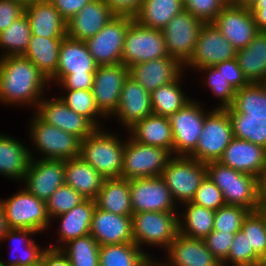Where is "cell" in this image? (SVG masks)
I'll return each mask as SVG.
<instances>
[{
  "mask_svg": "<svg viewBox=\"0 0 266 266\" xmlns=\"http://www.w3.org/2000/svg\"><path fill=\"white\" fill-rule=\"evenodd\" d=\"M48 87L47 78L29 59L22 55L0 57V104L36 110Z\"/></svg>",
  "mask_w": 266,
  "mask_h": 266,
  "instance_id": "cell-1",
  "label": "cell"
},
{
  "mask_svg": "<svg viewBox=\"0 0 266 266\" xmlns=\"http://www.w3.org/2000/svg\"><path fill=\"white\" fill-rule=\"evenodd\" d=\"M102 129L97 128L81 141L80 157L104 178H118L122 173L125 139Z\"/></svg>",
  "mask_w": 266,
  "mask_h": 266,
  "instance_id": "cell-2",
  "label": "cell"
},
{
  "mask_svg": "<svg viewBox=\"0 0 266 266\" xmlns=\"http://www.w3.org/2000/svg\"><path fill=\"white\" fill-rule=\"evenodd\" d=\"M206 175L221 190L225 204L242 206L251 212L257 211V177L236 171L219 161L206 163Z\"/></svg>",
  "mask_w": 266,
  "mask_h": 266,
  "instance_id": "cell-3",
  "label": "cell"
},
{
  "mask_svg": "<svg viewBox=\"0 0 266 266\" xmlns=\"http://www.w3.org/2000/svg\"><path fill=\"white\" fill-rule=\"evenodd\" d=\"M29 127V138L34 145L29 147L30 157L34 150L43 154L38 159L68 160L80 156L81 140L78 137L44 122L36 113L30 118Z\"/></svg>",
  "mask_w": 266,
  "mask_h": 266,
  "instance_id": "cell-4",
  "label": "cell"
},
{
  "mask_svg": "<svg viewBox=\"0 0 266 266\" xmlns=\"http://www.w3.org/2000/svg\"><path fill=\"white\" fill-rule=\"evenodd\" d=\"M179 211L133 213L134 243L144 251L145 246H157L165 252L179 234ZM143 248V249H142Z\"/></svg>",
  "mask_w": 266,
  "mask_h": 266,
  "instance_id": "cell-5",
  "label": "cell"
},
{
  "mask_svg": "<svg viewBox=\"0 0 266 266\" xmlns=\"http://www.w3.org/2000/svg\"><path fill=\"white\" fill-rule=\"evenodd\" d=\"M10 229H31L39 233L52 227L46 210V202L31 194L25 187L1 199Z\"/></svg>",
  "mask_w": 266,
  "mask_h": 266,
  "instance_id": "cell-6",
  "label": "cell"
},
{
  "mask_svg": "<svg viewBox=\"0 0 266 266\" xmlns=\"http://www.w3.org/2000/svg\"><path fill=\"white\" fill-rule=\"evenodd\" d=\"M125 140L121 178L161 176L173 154L158 146L146 145L132 139Z\"/></svg>",
  "mask_w": 266,
  "mask_h": 266,
  "instance_id": "cell-7",
  "label": "cell"
},
{
  "mask_svg": "<svg viewBox=\"0 0 266 266\" xmlns=\"http://www.w3.org/2000/svg\"><path fill=\"white\" fill-rule=\"evenodd\" d=\"M161 176L176 204L182 205L192 201L206 176V163L189 156H173Z\"/></svg>",
  "mask_w": 266,
  "mask_h": 266,
  "instance_id": "cell-8",
  "label": "cell"
},
{
  "mask_svg": "<svg viewBox=\"0 0 266 266\" xmlns=\"http://www.w3.org/2000/svg\"><path fill=\"white\" fill-rule=\"evenodd\" d=\"M233 138L232 123L225 109H210L195 150L189 157L202 163L218 161Z\"/></svg>",
  "mask_w": 266,
  "mask_h": 266,
  "instance_id": "cell-9",
  "label": "cell"
},
{
  "mask_svg": "<svg viewBox=\"0 0 266 266\" xmlns=\"http://www.w3.org/2000/svg\"><path fill=\"white\" fill-rule=\"evenodd\" d=\"M162 30L148 28L133 20L127 29L121 62L126 67L168 57Z\"/></svg>",
  "mask_w": 266,
  "mask_h": 266,
  "instance_id": "cell-10",
  "label": "cell"
},
{
  "mask_svg": "<svg viewBox=\"0 0 266 266\" xmlns=\"http://www.w3.org/2000/svg\"><path fill=\"white\" fill-rule=\"evenodd\" d=\"M195 99L169 117L173 134V156H189L197 147L205 116L210 112Z\"/></svg>",
  "mask_w": 266,
  "mask_h": 266,
  "instance_id": "cell-11",
  "label": "cell"
},
{
  "mask_svg": "<svg viewBox=\"0 0 266 266\" xmlns=\"http://www.w3.org/2000/svg\"><path fill=\"white\" fill-rule=\"evenodd\" d=\"M133 20L130 16L116 15L95 36L85 41L98 66L122 63L125 35Z\"/></svg>",
  "mask_w": 266,
  "mask_h": 266,
  "instance_id": "cell-12",
  "label": "cell"
},
{
  "mask_svg": "<svg viewBox=\"0 0 266 266\" xmlns=\"http://www.w3.org/2000/svg\"><path fill=\"white\" fill-rule=\"evenodd\" d=\"M203 24L199 18L183 10L162 29L168 55L182 66L192 56Z\"/></svg>",
  "mask_w": 266,
  "mask_h": 266,
  "instance_id": "cell-13",
  "label": "cell"
},
{
  "mask_svg": "<svg viewBox=\"0 0 266 266\" xmlns=\"http://www.w3.org/2000/svg\"><path fill=\"white\" fill-rule=\"evenodd\" d=\"M236 49L220 33L212 22L204 23L200 29L194 52L183 70L215 66L223 61L236 58ZM190 67V68H189Z\"/></svg>",
  "mask_w": 266,
  "mask_h": 266,
  "instance_id": "cell-14",
  "label": "cell"
},
{
  "mask_svg": "<svg viewBox=\"0 0 266 266\" xmlns=\"http://www.w3.org/2000/svg\"><path fill=\"white\" fill-rule=\"evenodd\" d=\"M130 199L133 213L178 211L162 176L131 179Z\"/></svg>",
  "mask_w": 266,
  "mask_h": 266,
  "instance_id": "cell-15",
  "label": "cell"
},
{
  "mask_svg": "<svg viewBox=\"0 0 266 266\" xmlns=\"http://www.w3.org/2000/svg\"><path fill=\"white\" fill-rule=\"evenodd\" d=\"M236 50L243 49L259 32L251 8L229 2L212 21Z\"/></svg>",
  "mask_w": 266,
  "mask_h": 266,
  "instance_id": "cell-16",
  "label": "cell"
},
{
  "mask_svg": "<svg viewBox=\"0 0 266 266\" xmlns=\"http://www.w3.org/2000/svg\"><path fill=\"white\" fill-rule=\"evenodd\" d=\"M128 75L129 68L122 63L97 67L92 93L96 106L106 118H110L117 110L121 90Z\"/></svg>",
  "mask_w": 266,
  "mask_h": 266,
  "instance_id": "cell-17",
  "label": "cell"
},
{
  "mask_svg": "<svg viewBox=\"0 0 266 266\" xmlns=\"http://www.w3.org/2000/svg\"><path fill=\"white\" fill-rule=\"evenodd\" d=\"M64 176V160L37 159L33 155L22 182L31 194L46 202L65 184Z\"/></svg>",
  "mask_w": 266,
  "mask_h": 266,
  "instance_id": "cell-18",
  "label": "cell"
},
{
  "mask_svg": "<svg viewBox=\"0 0 266 266\" xmlns=\"http://www.w3.org/2000/svg\"><path fill=\"white\" fill-rule=\"evenodd\" d=\"M35 113L44 122L78 137L81 141L97 129L86 117L70 109L59 96L51 99L43 96Z\"/></svg>",
  "mask_w": 266,
  "mask_h": 266,
  "instance_id": "cell-19",
  "label": "cell"
},
{
  "mask_svg": "<svg viewBox=\"0 0 266 266\" xmlns=\"http://www.w3.org/2000/svg\"><path fill=\"white\" fill-rule=\"evenodd\" d=\"M151 114V93L128 75L121 90L118 108L110 118H117V122L126 127L124 130H128Z\"/></svg>",
  "mask_w": 266,
  "mask_h": 266,
  "instance_id": "cell-20",
  "label": "cell"
},
{
  "mask_svg": "<svg viewBox=\"0 0 266 266\" xmlns=\"http://www.w3.org/2000/svg\"><path fill=\"white\" fill-rule=\"evenodd\" d=\"M97 67L85 41L65 36L59 49L56 75L49 84H57L66 75L95 74Z\"/></svg>",
  "mask_w": 266,
  "mask_h": 266,
  "instance_id": "cell-21",
  "label": "cell"
},
{
  "mask_svg": "<svg viewBox=\"0 0 266 266\" xmlns=\"http://www.w3.org/2000/svg\"><path fill=\"white\" fill-rule=\"evenodd\" d=\"M114 16L104 0H92L66 22V36L86 41L95 36Z\"/></svg>",
  "mask_w": 266,
  "mask_h": 266,
  "instance_id": "cell-22",
  "label": "cell"
},
{
  "mask_svg": "<svg viewBox=\"0 0 266 266\" xmlns=\"http://www.w3.org/2000/svg\"><path fill=\"white\" fill-rule=\"evenodd\" d=\"M90 235L101 245L133 243L131 216L116 215L95 207Z\"/></svg>",
  "mask_w": 266,
  "mask_h": 266,
  "instance_id": "cell-23",
  "label": "cell"
},
{
  "mask_svg": "<svg viewBox=\"0 0 266 266\" xmlns=\"http://www.w3.org/2000/svg\"><path fill=\"white\" fill-rule=\"evenodd\" d=\"M164 253L168 266H223L203 239L189 238L180 233Z\"/></svg>",
  "mask_w": 266,
  "mask_h": 266,
  "instance_id": "cell-24",
  "label": "cell"
},
{
  "mask_svg": "<svg viewBox=\"0 0 266 266\" xmlns=\"http://www.w3.org/2000/svg\"><path fill=\"white\" fill-rule=\"evenodd\" d=\"M183 66L174 58L168 56L129 67V76L152 93L157 88L171 83L181 73Z\"/></svg>",
  "mask_w": 266,
  "mask_h": 266,
  "instance_id": "cell-25",
  "label": "cell"
},
{
  "mask_svg": "<svg viewBox=\"0 0 266 266\" xmlns=\"http://www.w3.org/2000/svg\"><path fill=\"white\" fill-rule=\"evenodd\" d=\"M218 161L236 171L258 177L266 163V149L249 141L233 137Z\"/></svg>",
  "mask_w": 266,
  "mask_h": 266,
  "instance_id": "cell-26",
  "label": "cell"
},
{
  "mask_svg": "<svg viewBox=\"0 0 266 266\" xmlns=\"http://www.w3.org/2000/svg\"><path fill=\"white\" fill-rule=\"evenodd\" d=\"M95 201L93 199H85L83 202L72 208L65 214L56 216L60 223L57 226L58 234L56 243L48 245L52 249H61L66 243L79 237L90 234L92 216L95 209Z\"/></svg>",
  "mask_w": 266,
  "mask_h": 266,
  "instance_id": "cell-27",
  "label": "cell"
},
{
  "mask_svg": "<svg viewBox=\"0 0 266 266\" xmlns=\"http://www.w3.org/2000/svg\"><path fill=\"white\" fill-rule=\"evenodd\" d=\"M31 34L46 38H64L66 21L49 0H38L25 6Z\"/></svg>",
  "mask_w": 266,
  "mask_h": 266,
  "instance_id": "cell-28",
  "label": "cell"
},
{
  "mask_svg": "<svg viewBox=\"0 0 266 266\" xmlns=\"http://www.w3.org/2000/svg\"><path fill=\"white\" fill-rule=\"evenodd\" d=\"M36 233L38 235V232L31 229H10L2 242L11 241L10 243L13 246L12 253L15 256L13 254V257L11 256V258L5 261L0 259V266H30L40 264L48 246L42 248L39 246V243H36L33 238V235L35 236Z\"/></svg>",
  "mask_w": 266,
  "mask_h": 266,
  "instance_id": "cell-29",
  "label": "cell"
},
{
  "mask_svg": "<svg viewBox=\"0 0 266 266\" xmlns=\"http://www.w3.org/2000/svg\"><path fill=\"white\" fill-rule=\"evenodd\" d=\"M65 184L74 188L85 199H95L105 178L82 157L64 160Z\"/></svg>",
  "mask_w": 266,
  "mask_h": 266,
  "instance_id": "cell-30",
  "label": "cell"
},
{
  "mask_svg": "<svg viewBox=\"0 0 266 266\" xmlns=\"http://www.w3.org/2000/svg\"><path fill=\"white\" fill-rule=\"evenodd\" d=\"M20 141L11 135L0 134V175L16 182L23 181L31 159L29 148Z\"/></svg>",
  "mask_w": 266,
  "mask_h": 266,
  "instance_id": "cell-31",
  "label": "cell"
},
{
  "mask_svg": "<svg viewBox=\"0 0 266 266\" xmlns=\"http://www.w3.org/2000/svg\"><path fill=\"white\" fill-rule=\"evenodd\" d=\"M125 132L139 143L162 147L173 154V134L169 117L151 114Z\"/></svg>",
  "mask_w": 266,
  "mask_h": 266,
  "instance_id": "cell-32",
  "label": "cell"
},
{
  "mask_svg": "<svg viewBox=\"0 0 266 266\" xmlns=\"http://www.w3.org/2000/svg\"><path fill=\"white\" fill-rule=\"evenodd\" d=\"M130 200V180L121 177L105 178L94 199L96 207L123 216L133 215Z\"/></svg>",
  "mask_w": 266,
  "mask_h": 266,
  "instance_id": "cell-33",
  "label": "cell"
},
{
  "mask_svg": "<svg viewBox=\"0 0 266 266\" xmlns=\"http://www.w3.org/2000/svg\"><path fill=\"white\" fill-rule=\"evenodd\" d=\"M236 59L250 83H266V32H258L247 47L237 50Z\"/></svg>",
  "mask_w": 266,
  "mask_h": 266,
  "instance_id": "cell-34",
  "label": "cell"
},
{
  "mask_svg": "<svg viewBox=\"0 0 266 266\" xmlns=\"http://www.w3.org/2000/svg\"><path fill=\"white\" fill-rule=\"evenodd\" d=\"M62 40L63 38H46L31 34L29 46L22 55L29 59L48 81L56 75Z\"/></svg>",
  "mask_w": 266,
  "mask_h": 266,
  "instance_id": "cell-35",
  "label": "cell"
},
{
  "mask_svg": "<svg viewBox=\"0 0 266 266\" xmlns=\"http://www.w3.org/2000/svg\"><path fill=\"white\" fill-rule=\"evenodd\" d=\"M183 10V0H143L133 18L142 26L162 30Z\"/></svg>",
  "mask_w": 266,
  "mask_h": 266,
  "instance_id": "cell-36",
  "label": "cell"
},
{
  "mask_svg": "<svg viewBox=\"0 0 266 266\" xmlns=\"http://www.w3.org/2000/svg\"><path fill=\"white\" fill-rule=\"evenodd\" d=\"M179 212V233L189 237L204 239L213 231L215 211L198 206L192 202L181 205Z\"/></svg>",
  "mask_w": 266,
  "mask_h": 266,
  "instance_id": "cell-37",
  "label": "cell"
},
{
  "mask_svg": "<svg viewBox=\"0 0 266 266\" xmlns=\"http://www.w3.org/2000/svg\"><path fill=\"white\" fill-rule=\"evenodd\" d=\"M181 73L174 81L163 85L151 93V106L153 114L170 117L192 100L182 90L181 83L184 78Z\"/></svg>",
  "mask_w": 266,
  "mask_h": 266,
  "instance_id": "cell-38",
  "label": "cell"
},
{
  "mask_svg": "<svg viewBox=\"0 0 266 266\" xmlns=\"http://www.w3.org/2000/svg\"><path fill=\"white\" fill-rule=\"evenodd\" d=\"M232 123L233 137L249 141L266 149V118L247 117L232 106L225 109Z\"/></svg>",
  "mask_w": 266,
  "mask_h": 266,
  "instance_id": "cell-39",
  "label": "cell"
},
{
  "mask_svg": "<svg viewBox=\"0 0 266 266\" xmlns=\"http://www.w3.org/2000/svg\"><path fill=\"white\" fill-rule=\"evenodd\" d=\"M231 106L247 117L266 118V83L252 82L236 90Z\"/></svg>",
  "mask_w": 266,
  "mask_h": 266,
  "instance_id": "cell-40",
  "label": "cell"
},
{
  "mask_svg": "<svg viewBox=\"0 0 266 266\" xmlns=\"http://www.w3.org/2000/svg\"><path fill=\"white\" fill-rule=\"evenodd\" d=\"M31 37L29 21L24 13L0 33V57L23 55Z\"/></svg>",
  "mask_w": 266,
  "mask_h": 266,
  "instance_id": "cell-41",
  "label": "cell"
},
{
  "mask_svg": "<svg viewBox=\"0 0 266 266\" xmlns=\"http://www.w3.org/2000/svg\"><path fill=\"white\" fill-rule=\"evenodd\" d=\"M147 251L141 250L134 242L101 245L99 266H138Z\"/></svg>",
  "mask_w": 266,
  "mask_h": 266,
  "instance_id": "cell-42",
  "label": "cell"
},
{
  "mask_svg": "<svg viewBox=\"0 0 266 266\" xmlns=\"http://www.w3.org/2000/svg\"><path fill=\"white\" fill-rule=\"evenodd\" d=\"M99 248L98 242L88 234L69 241L61 251L72 266H99Z\"/></svg>",
  "mask_w": 266,
  "mask_h": 266,
  "instance_id": "cell-43",
  "label": "cell"
},
{
  "mask_svg": "<svg viewBox=\"0 0 266 266\" xmlns=\"http://www.w3.org/2000/svg\"><path fill=\"white\" fill-rule=\"evenodd\" d=\"M63 91L66 94L59 96L63 102L74 112L86 117L96 128L103 125L101 124L102 119L108 120L96 106L92 90ZM101 117L102 119H100Z\"/></svg>",
  "mask_w": 266,
  "mask_h": 266,
  "instance_id": "cell-44",
  "label": "cell"
},
{
  "mask_svg": "<svg viewBox=\"0 0 266 266\" xmlns=\"http://www.w3.org/2000/svg\"><path fill=\"white\" fill-rule=\"evenodd\" d=\"M195 71L205 73L203 76L204 87L208 89L213 96L218 100V107L215 109H226L231 107L235 99L236 90L228 83L222 74L215 66L203 67ZM207 85V86H205Z\"/></svg>",
  "mask_w": 266,
  "mask_h": 266,
  "instance_id": "cell-45",
  "label": "cell"
},
{
  "mask_svg": "<svg viewBox=\"0 0 266 266\" xmlns=\"http://www.w3.org/2000/svg\"><path fill=\"white\" fill-rule=\"evenodd\" d=\"M84 200L85 198L74 188L63 184L46 201L48 217L53 221V218L67 213Z\"/></svg>",
  "mask_w": 266,
  "mask_h": 266,
  "instance_id": "cell-46",
  "label": "cell"
},
{
  "mask_svg": "<svg viewBox=\"0 0 266 266\" xmlns=\"http://www.w3.org/2000/svg\"><path fill=\"white\" fill-rule=\"evenodd\" d=\"M260 256L249 246L247 236L242 230L235 233L228 257L223 266H257Z\"/></svg>",
  "mask_w": 266,
  "mask_h": 266,
  "instance_id": "cell-47",
  "label": "cell"
},
{
  "mask_svg": "<svg viewBox=\"0 0 266 266\" xmlns=\"http://www.w3.org/2000/svg\"><path fill=\"white\" fill-rule=\"evenodd\" d=\"M250 212L242 206L225 204L215 211L213 230L235 234L241 230L244 219Z\"/></svg>",
  "mask_w": 266,
  "mask_h": 266,
  "instance_id": "cell-48",
  "label": "cell"
},
{
  "mask_svg": "<svg viewBox=\"0 0 266 266\" xmlns=\"http://www.w3.org/2000/svg\"><path fill=\"white\" fill-rule=\"evenodd\" d=\"M241 230L248 238L249 246L260 256L266 249V222L258 211L250 212Z\"/></svg>",
  "mask_w": 266,
  "mask_h": 266,
  "instance_id": "cell-49",
  "label": "cell"
},
{
  "mask_svg": "<svg viewBox=\"0 0 266 266\" xmlns=\"http://www.w3.org/2000/svg\"><path fill=\"white\" fill-rule=\"evenodd\" d=\"M191 202L214 211L225 205L221 190L207 175L201 181Z\"/></svg>",
  "mask_w": 266,
  "mask_h": 266,
  "instance_id": "cell-50",
  "label": "cell"
},
{
  "mask_svg": "<svg viewBox=\"0 0 266 266\" xmlns=\"http://www.w3.org/2000/svg\"><path fill=\"white\" fill-rule=\"evenodd\" d=\"M184 10L204 23L212 22L228 4L226 0H183Z\"/></svg>",
  "mask_w": 266,
  "mask_h": 266,
  "instance_id": "cell-51",
  "label": "cell"
},
{
  "mask_svg": "<svg viewBox=\"0 0 266 266\" xmlns=\"http://www.w3.org/2000/svg\"><path fill=\"white\" fill-rule=\"evenodd\" d=\"M234 235V233H225L213 230L203 240L206 247L222 263L228 257Z\"/></svg>",
  "mask_w": 266,
  "mask_h": 266,
  "instance_id": "cell-52",
  "label": "cell"
},
{
  "mask_svg": "<svg viewBox=\"0 0 266 266\" xmlns=\"http://www.w3.org/2000/svg\"><path fill=\"white\" fill-rule=\"evenodd\" d=\"M215 67L219 71H222L226 81L230 83L235 90H239L250 83L244 76L236 58L218 63Z\"/></svg>",
  "mask_w": 266,
  "mask_h": 266,
  "instance_id": "cell-53",
  "label": "cell"
},
{
  "mask_svg": "<svg viewBox=\"0 0 266 266\" xmlns=\"http://www.w3.org/2000/svg\"><path fill=\"white\" fill-rule=\"evenodd\" d=\"M25 6L13 0H0V33L5 30L14 20L22 16Z\"/></svg>",
  "mask_w": 266,
  "mask_h": 266,
  "instance_id": "cell-54",
  "label": "cell"
},
{
  "mask_svg": "<svg viewBox=\"0 0 266 266\" xmlns=\"http://www.w3.org/2000/svg\"><path fill=\"white\" fill-rule=\"evenodd\" d=\"M95 74L66 75L57 84L62 90H92Z\"/></svg>",
  "mask_w": 266,
  "mask_h": 266,
  "instance_id": "cell-55",
  "label": "cell"
},
{
  "mask_svg": "<svg viewBox=\"0 0 266 266\" xmlns=\"http://www.w3.org/2000/svg\"><path fill=\"white\" fill-rule=\"evenodd\" d=\"M58 10L62 18L68 22L86 4L92 0H49Z\"/></svg>",
  "mask_w": 266,
  "mask_h": 266,
  "instance_id": "cell-56",
  "label": "cell"
},
{
  "mask_svg": "<svg viewBox=\"0 0 266 266\" xmlns=\"http://www.w3.org/2000/svg\"><path fill=\"white\" fill-rule=\"evenodd\" d=\"M117 16L134 17L143 0H104Z\"/></svg>",
  "mask_w": 266,
  "mask_h": 266,
  "instance_id": "cell-57",
  "label": "cell"
},
{
  "mask_svg": "<svg viewBox=\"0 0 266 266\" xmlns=\"http://www.w3.org/2000/svg\"><path fill=\"white\" fill-rule=\"evenodd\" d=\"M41 266H72L68 257L61 249L49 248L44 252L41 259Z\"/></svg>",
  "mask_w": 266,
  "mask_h": 266,
  "instance_id": "cell-58",
  "label": "cell"
},
{
  "mask_svg": "<svg viewBox=\"0 0 266 266\" xmlns=\"http://www.w3.org/2000/svg\"><path fill=\"white\" fill-rule=\"evenodd\" d=\"M259 32H266V0H257L251 7Z\"/></svg>",
  "mask_w": 266,
  "mask_h": 266,
  "instance_id": "cell-59",
  "label": "cell"
},
{
  "mask_svg": "<svg viewBox=\"0 0 266 266\" xmlns=\"http://www.w3.org/2000/svg\"><path fill=\"white\" fill-rule=\"evenodd\" d=\"M259 206H266V163L257 177Z\"/></svg>",
  "mask_w": 266,
  "mask_h": 266,
  "instance_id": "cell-60",
  "label": "cell"
},
{
  "mask_svg": "<svg viewBox=\"0 0 266 266\" xmlns=\"http://www.w3.org/2000/svg\"><path fill=\"white\" fill-rule=\"evenodd\" d=\"M155 258L156 257L153 258L150 254L146 253L144 257L140 260L138 266H168L167 258L166 261L165 259L160 261L158 258H156L155 260Z\"/></svg>",
  "mask_w": 266,
  "mask_h": 266,
  "instance_id": "cell-61",
  "label": "cell"
},
{
  "mask_svg": "<svg viewBox=\"0 0 266 266\" xmlns=\"http://www.w3.org/2000/svg\"><path fill=\"white\" fill-rule=\"evenodd\" d=\"M9 230L10 227L6 219L4 208L0 201V243H2L4 236L7 234Z\"/></svg>",
  "mask_w": 266,
  "mask_h": 266,
  "instance_id": "cell-62",
  "label": "cell"
},
{
  "mask_svg": "<svg viewBox=\"0 0 266 266\" xmlns=\"http://www.w3.org/2000/svg\"><path fill=\"white\" fill-rule=\"evenodd\" d=\"M256 1L257 0H236L234 3L250 8Z\"/></svg>",
  "mask_w": 266,
  "mask_h": 266,
  "instance_id": "cell-63",
  "label": "cell"
},
{
  "mask_svg": "<svg viewBox=\"0 0 266 266\" xmlns=\"http://www.w3.org/2000/svg\"><path fill=\"white\" fill-rule=\"evenodd\" d=\"M257 266H266V249L260 255L259 262H258V265Z\"/></svg>",
  "mask_w": 266,
  "mask_h": 266,
  "instance_id": "cell-64",
  "label": "cell"
},
{
  "mask_svg": "<svg viewBox=\"0 0 266 266\" xmlns=\"http://www.w3.org/2000/svg\"><path fill=\"white\" fill-rule=\"evenodd\" d=\"M257 211L262 215L266 222V206H259Z\"/></svg>",
  "mask_w": 266,
  "mask_h": 266,
  "instance_id": "cell-65",
  "label": "cell"
},
{
  "mask_svg": "<svg viewBox=\"0 0 266 266\" xmlns=\"http://www.w3.org/2000/svg\"><path fill=\"white\" fill-rule=\"evenodd\" d=\"M13 1H17V2H20L21 4H23L24 6H27L35 1H38V0H13Z\"/></svg>",
  "mask_w": 266,
  "mask_h": 266,
  "instance_id": "cell-66",
  "label": "cell"
},
{
  "mask_svg": "<svg viewBox=\"0 0 266 266\" xmlns=\"http://www.w3.org/2000/svg\"><path fill=\"white\" fill-rule=\"evenodd\" d=\"M226 1L229 3V2H235L236 0H226Z\"/></svg>",
  "mask_w": 266,
  "mask_h": 266,
  "instance_id": "cell-67",
  "label": "cell"
}]
</instances>
